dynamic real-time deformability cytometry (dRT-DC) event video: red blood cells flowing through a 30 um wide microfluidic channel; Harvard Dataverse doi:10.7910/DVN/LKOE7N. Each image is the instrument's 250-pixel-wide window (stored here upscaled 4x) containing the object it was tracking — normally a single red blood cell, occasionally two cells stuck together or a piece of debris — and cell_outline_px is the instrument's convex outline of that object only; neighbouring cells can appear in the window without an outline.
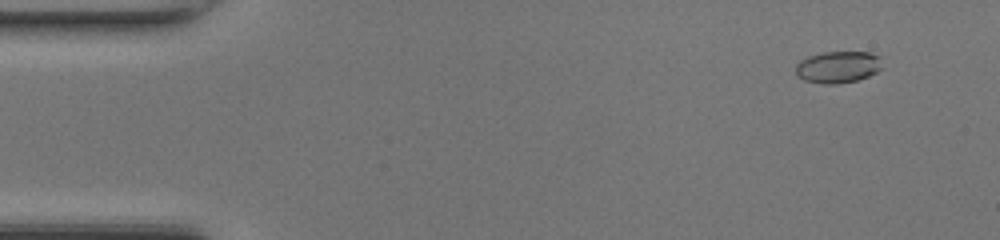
{"species": "common noctule bat (a hibernating species)", "species_latin": "Nyctalus noctula", "temperature_condition": "room temperature", "stored_images_in_passage": 15, "camera_frame_rate_fps": 3000, "um_per_image_px": 0.085, "animal": {"sex": "female", "body_mass_g": 17.0, "forearm_length_mm": 48.0}, "frame": {"image": 1, "passage_image": 4, "time_ms": 1.0, "image_size_px": [1000, 240], "cell_outline_px": [[884, 68], [868, 76], [856, 80], [836, 84], [824, 84], [804, 80], [796, 76], [796, 64], [800, 60], [808, 56], [824, 52], [872, 52], [880, 56]], "centroid_in_image_um": [71.25, 5.69], "position_along_channel_um": 13.8, "area_um2": 16.24}}
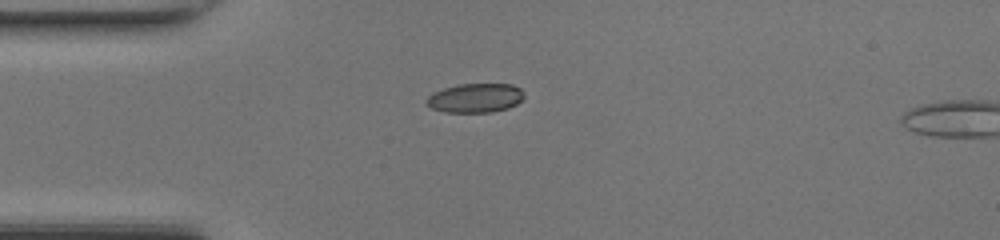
{"frame": {"image": 2, "passage_image": 13, "time_ms": 4.0, "image_size_px": [1000, 240], "cell_outline_px": [[524, 100], [508, 108], [492, 112], [444, 112], [432, 108], [424, 100], [432, 92], [444, 88], [460, 84], [512, 84], [520, 88], [524, 92]], "centroid_in_image_um": [40.42, 8.32], "position_along_channel_um": 44.6, "area_um2": 16.7}}